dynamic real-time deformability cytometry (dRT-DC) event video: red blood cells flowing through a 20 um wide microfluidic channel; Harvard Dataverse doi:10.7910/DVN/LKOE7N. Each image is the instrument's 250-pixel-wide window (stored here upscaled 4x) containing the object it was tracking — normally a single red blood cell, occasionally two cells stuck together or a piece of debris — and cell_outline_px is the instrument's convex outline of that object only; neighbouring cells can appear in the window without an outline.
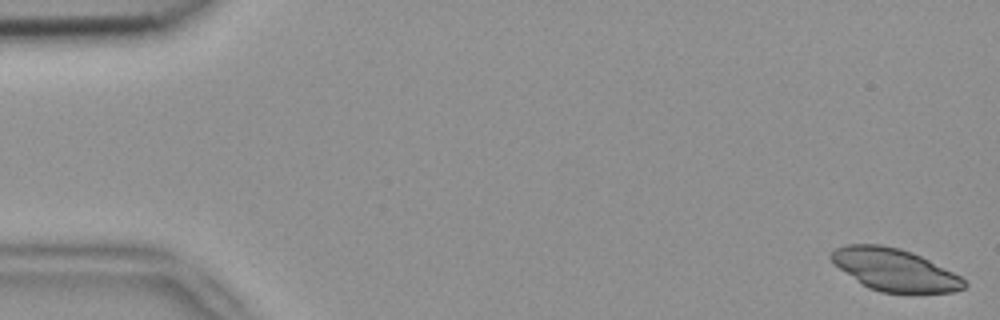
{"species": "common noctule bat (a hibernating species)", "species_latin": "Nyctalus noctula", "temperature_condition": "room temperature", "stored_images_in_passage": 6, "camera_frame_rate_fps": 3000, "um_per_image_px": 0.085, "animal": {"sex": "female", "body_mass_g": 18.4}, "frame": {"image": 1, "passage_image": 1, "time_ms": 0.0, "image_size_px": [1000, 320], "cell_outline_px": [[968, 284], [964, 288], [956, 292], [880, 292], [868, 288], [856, 280], [840, 268], [828, 256], [836, 248], [848, 244], [880, 244], [900, 248], [912, 252], [960, 276]], "centroid_in_image_um": [76.03, 22.92], "position_along_channel_um": 9.0, "area_um2": 32.25}}